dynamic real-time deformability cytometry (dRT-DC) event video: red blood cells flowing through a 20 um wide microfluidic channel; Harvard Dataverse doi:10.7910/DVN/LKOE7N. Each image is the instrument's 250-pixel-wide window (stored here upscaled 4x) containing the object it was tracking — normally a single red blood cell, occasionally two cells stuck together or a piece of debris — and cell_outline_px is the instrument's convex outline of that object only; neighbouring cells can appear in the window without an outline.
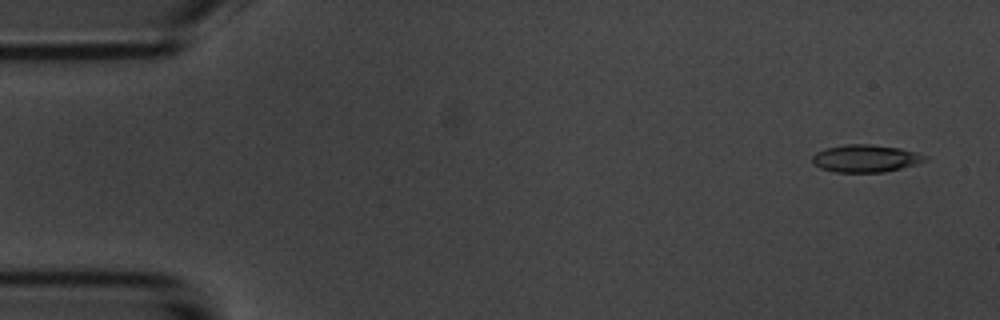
{"species": "common noctule bat (a hibernating species)", "species_latin": "Nyctalus noctula", "temperature_condition": "room temperature", "stored_images_in_passage": 7, "camera_frame_rate_fps": 3000, "um_per_image_px": 0.085, "animal": {"sex": "male", "body_mass_g": 20.1, "forearm_length_mm": 53.5}, "frame": {"image": 1, "passage_image": 1, "time_ms": 0.0, "image_size_px": [1000, 320], "cell_outline_px": [[928, 160], [916, 164], [884, 172], [836, 172], [820, 168], [812, 160], [812, 156], [816, 152], [824, 148], [844, 144], [872, 144], [900, 148], [916, 152], [928, 156]], "centroid_in_image_um": [73.58, 13.45], "position_along_channel_um": 11.4, "area_um2": 18.09}}
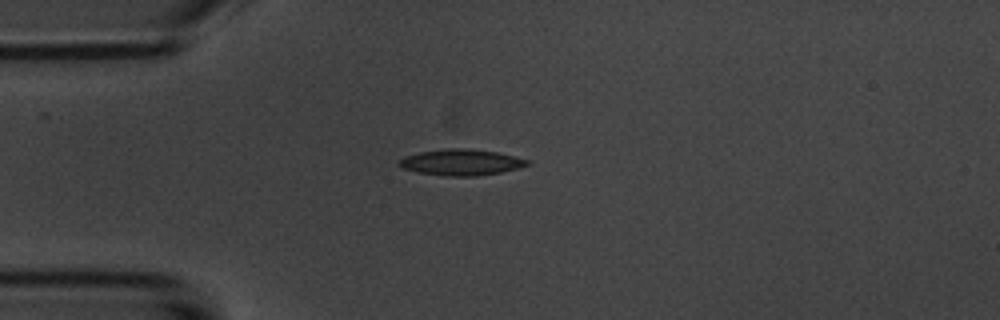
{"frame": {"image": 2, "passage_image": 4, "time_ms": 3.667, "image_size_px": [1000, 320], "cell_outline_px": [[528, 164], [516, 168], [500, 172], [476, 176], [444, 176], [416, 172], [404, 168], [396, 164], [404, 156], [420, 152], [448, 148], [464, 148], [496, 152], [528, 160]], "centroid_in_image_um": [39.12, 13.8], "position_along_channel_um": 45.9, "area_um2": 19.19}}
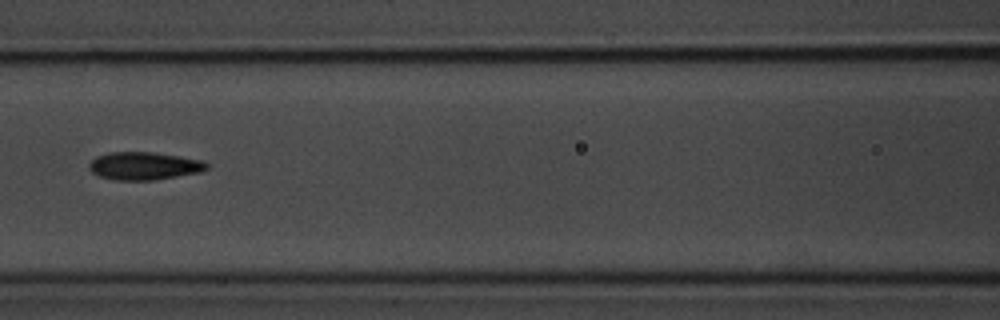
{"frame": {"image": 3, "passage_image": 7, "time_ms": 7.0, "image_size_px": [1000, 320], "cell_outline_px": [[208, 168], [200, 172], [152, 180], [116, 180], [100, 176], [92, 172], [88, 168], [88, 164], [96, 156], [108, 152], [152, 152], [180, 156], [200, 160], [208, 164]], "centroid_in_image_um": [12.21, 14.09], "position_along_channel_um": 154.4, "area_um2": 18.96}}